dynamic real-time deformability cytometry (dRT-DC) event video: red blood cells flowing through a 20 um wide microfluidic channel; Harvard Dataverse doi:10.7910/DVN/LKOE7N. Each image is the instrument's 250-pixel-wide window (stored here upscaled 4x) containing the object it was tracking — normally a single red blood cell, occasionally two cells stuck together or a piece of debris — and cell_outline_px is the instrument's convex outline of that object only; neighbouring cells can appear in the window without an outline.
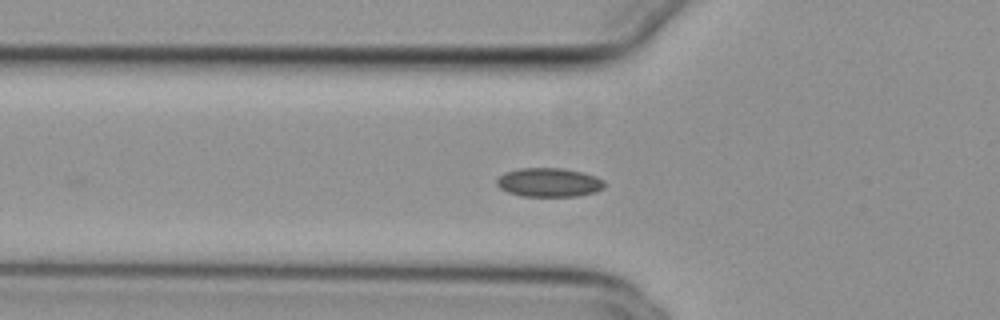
{"species": "common noctule bat (a hibernating species)", "species_latin": "Nyctalus noctula", "temperature_condition": "cold", "stored_images_in_passage": 45, "camera_frame_rate_fps": 3000, "um_per_image_px": 0.085, "animal": {"sex": "female", "body_mass_g": 29.2, "forearm_length_mm": 56.3}, "frame": {"image": 1, "passage_image": 9, "time_ms": 2.667, "image_size_px": [1000, 320], "cell_outline_px": [[604, 188], [596, 192], [576, 196], [520, 196], [508, 192], [500, 188], [496, 184], [496, 180], [504, 172], [520, 168], [560, 168], [580, 172], [596, 176], [604, 180]], "centroid_in_image_um": [46.65, 15.51], "position_along_channel_um": 79.1, "area_um2": 18.15}}
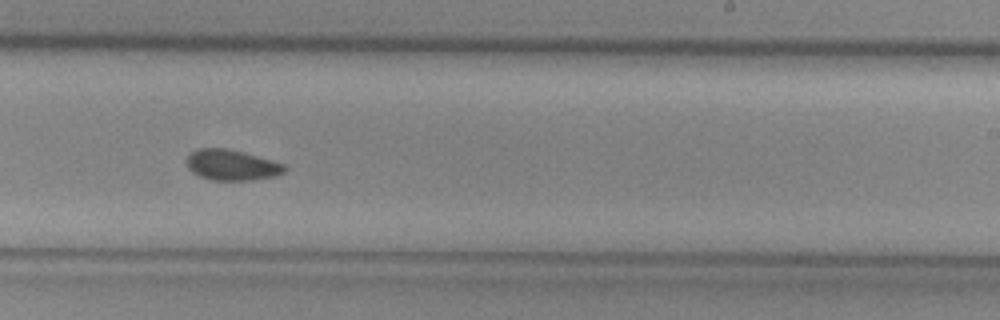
{"frame": {"image": 2, "passage_image": 24, "time_ms": 7.667, "image_size_px": [1000, 320], "cell_outline_px": [[288, 168], [284, 172], [276, 176], [252, 180], [212, 180], [200, 176], [192, 172], [188, 168], [188, 156], [196, 148], [228, 148], [272, 160], [284, 164]], "centroid_in_image_um": [19.72, 14.03], "position_along_channel_um": 269.3, "area_um2": 17.46}}
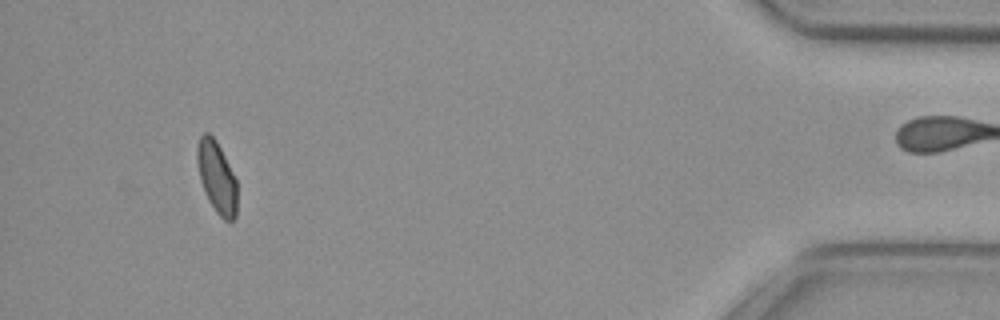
{"frame": {"image": 3, "passage_image": 41, "time_ms": 13.333, "image_size_px": [1000, 320], "cell_outline_px": [[236, 216], [232, 220], [224, 220], [216, 212], [208, 200], [204, 192], [200, 180], [196, 156], [196, 148], [200, 136], [204, 132], [208, 132], [216, 140], [236, 180]], "centroid_in_image_um": [18.4, 15.05], "position_along_channel_um": 416.8, "area_um2": 16.53}, "authors_computed_cell_mechanics": {"area_um2": 17.5134, "velocity_mm_per_s": 3.8035, "shape_relaxation_time_tau1_ms": 10.1652, "shape_relaxation_time_tau2_ms": 2.3945, "deformation_change_tau1": 0.1067, "deformation_change_tau2": 0.0573}}